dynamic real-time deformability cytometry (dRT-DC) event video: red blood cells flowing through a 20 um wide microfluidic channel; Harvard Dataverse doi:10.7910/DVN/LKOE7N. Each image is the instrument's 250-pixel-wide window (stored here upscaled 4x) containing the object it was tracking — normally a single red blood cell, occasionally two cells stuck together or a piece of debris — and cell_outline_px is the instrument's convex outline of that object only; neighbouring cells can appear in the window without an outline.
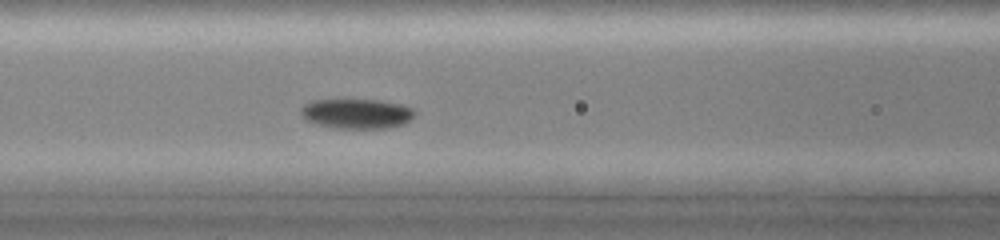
{"species": "common noctule bat (a hibernating species)", "species_latin": "Nyctalus noctula", "temperature_condition": "cold", "stored_images_in_passage": 12, "camera_frame_rate_fps": 3000, "um_per_image_px": 0.085, "animal": {"sex": "female", "body_mass_g": 19.0, "forearm_length_mm": 51.5}, "frame": {"image": 1, "passage_image": 12, "time_ms": 3.667, "image_size_px": [1000, 240], "cell_outline_px": [[416, 112], [404, 124], [388, 128], [336, 128], [316, 124], [304, 120], [300, 112], [300, 108], [304, 104], [312, 100], [380, 100], [404, 104], [412, 108]], "centroid_in_image_um": [30.29, 9.66], "position_along_channel_um": 136.3, "area_um2": 19.94}}